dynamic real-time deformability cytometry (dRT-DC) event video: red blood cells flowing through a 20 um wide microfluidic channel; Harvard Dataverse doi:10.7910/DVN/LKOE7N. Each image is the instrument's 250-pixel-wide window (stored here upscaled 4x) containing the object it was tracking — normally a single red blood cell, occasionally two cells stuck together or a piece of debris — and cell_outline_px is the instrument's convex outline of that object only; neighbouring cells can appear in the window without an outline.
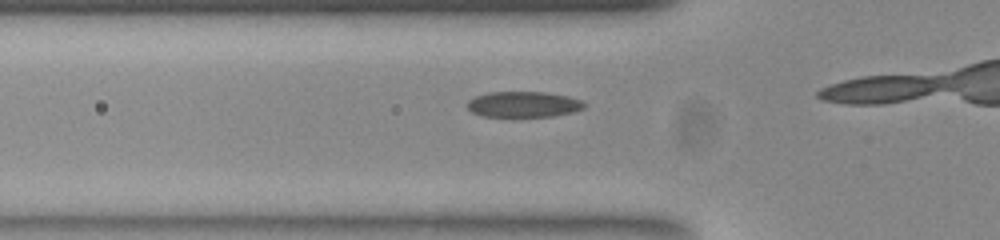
{"species": "common noctule bat (a hibernating species)", "species_latin": "Nyctalus noctula", "temperature_condition": "room temperature", "stored_images_in_passage": 6, "camera_frame_rate_fps": 3000, "um_per_image_px": 0.085, "animal": {"sex": "female", "body_mass_g": 23.0, "forearm_length_mm": 53.4}, "frame": {"image": 1, "passage_image": 2, "time_ms": 0.333, "image_size_px": [1000, 240], "cell_outline_px": [[588, 104], [584, 108], [572, 112], [552, 116], [512, 120], [484, 116], [472, 112], [468, 108], [468, 100], [476, 96], [488, 92], [544, 92], [568, 96], [580, 100]], "centroid_in_image_um": [44.48, 8.92], "position_along_channel_um": 81.3, "area_um2": 18.38}}
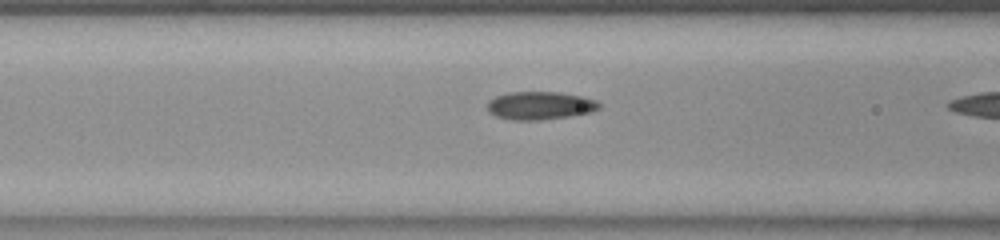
{"frame": {"image": 2, "passage_image": 5, "time_ms": 1.333, "image_size_px": [1000, 240], "cell_outline_px": [[600, 108], [592, 112], [568, 116], [540, 120], [512, 120], [496, 116], [488, 112], [488, 100], [496, 96], [508, 92], [560, 92], [584, 96], [596, 100], [600, 104]], "centroid_in_image_um": [45.91, 8.97], "position_along_channel_um": 120.7, "area_um2": 18.38}}